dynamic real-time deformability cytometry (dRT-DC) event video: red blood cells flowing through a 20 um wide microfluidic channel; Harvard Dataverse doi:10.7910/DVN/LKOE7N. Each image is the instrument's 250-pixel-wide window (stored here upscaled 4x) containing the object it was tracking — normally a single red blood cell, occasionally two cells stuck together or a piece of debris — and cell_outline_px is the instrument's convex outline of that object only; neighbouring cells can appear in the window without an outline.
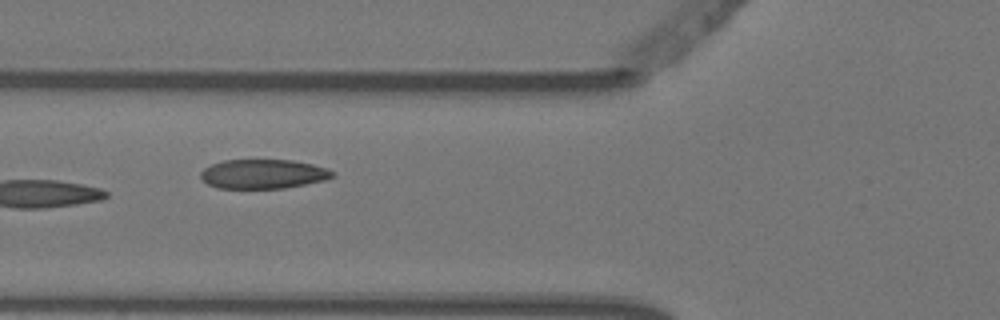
{"species": "Egyptian fruit bat (a non-hibernating species)", "species_latin": "Rousettus aegyptiacus", "temperature_condition": "warm", "stored_images_in_passage": 7, "camera_frame_rate_fps": 3000, "um_per_image_px": 0.085, "animal": {"sex": "female"}, "frame": {"image": 1, "passage_image": 6, "time_ms": 1.667, "image_size_px": [1000, 320], "cell_outline_px": [[336, 176], [324, 180], [284, 188], [216, 188], [208, 184], [200, 176], [200, 172], [204, 168], [212, 164], [224, 160], [292, 160], [312, 164], [328, 168], [336, 172]], "centroid_in_image_um": [22.39, 14.78], "position_along_channel_um": 103.4, "area_um2": 22.54}}